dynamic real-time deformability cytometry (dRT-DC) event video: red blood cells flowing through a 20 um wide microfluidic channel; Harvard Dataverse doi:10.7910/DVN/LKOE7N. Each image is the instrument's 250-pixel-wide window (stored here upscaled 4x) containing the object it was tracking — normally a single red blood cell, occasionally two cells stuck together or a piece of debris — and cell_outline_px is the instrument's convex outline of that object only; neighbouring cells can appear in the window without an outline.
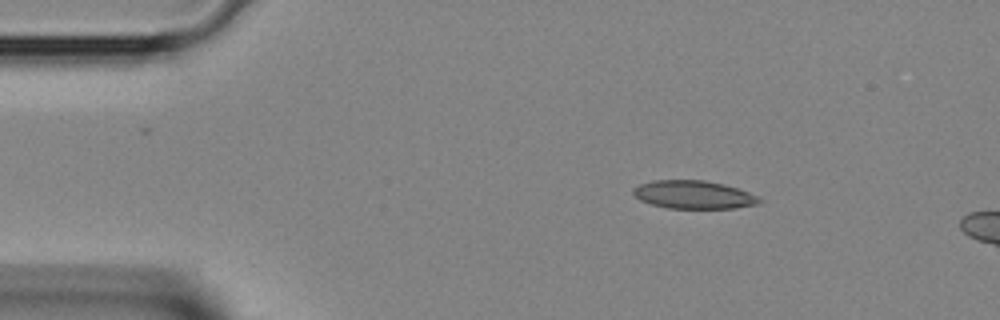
{"species": "Egyptian fruit bat (a non-hibernating species)", "species_latin": "Rousettus aegyptiacus", "temperature_condition": "room temperature", "stored_images_in_passage": 3, "camera_frame_rate_fps": 3000, "um_per_image_px": 0.085, "animal": {"sex": "female"}, "frame": {"image": 1, "passage_image": 2, "time_ms": 0.333, "image_size_px": [1000, 320], "cell_outline_px": [[764, 200], [760, 204], [736, 208], [668, 208], [652, 204], [640, 200], [632, 196], [632, 188], [640, 184], [652, 180], [704, 180], [724, 184], [760, 196]], "centroid_in_image_um": [58.97, 16.55], "position_along_channel_um": 26.0, "area_um2": 20.92}}